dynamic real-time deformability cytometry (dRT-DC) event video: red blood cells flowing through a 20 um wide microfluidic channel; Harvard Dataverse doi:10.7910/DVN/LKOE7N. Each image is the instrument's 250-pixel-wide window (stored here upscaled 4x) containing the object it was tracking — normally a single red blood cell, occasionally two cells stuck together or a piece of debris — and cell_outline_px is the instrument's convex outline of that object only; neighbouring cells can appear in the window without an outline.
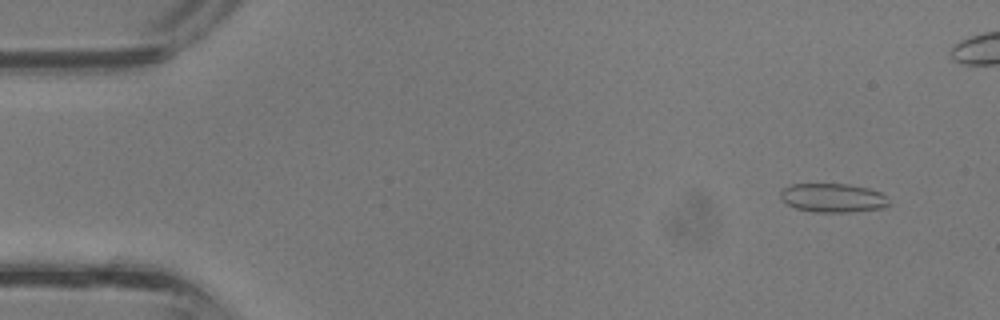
{"species": "common noctule bat (a hibernating species)", "species_latin": "Nyctalus noctula", "temperature_condition": "room temperature", "stored_images_in_passage": 38, "camera_frame_rate_fps": 3000, "um_per_image_px": 0.085, "animal": {"sex": "male", "body_mass_g": 13.3}, "frame": {"image": 1, "passage_image": 3, "time_ms": 0.667, "image_size_px": [1000, 320], "cell_outline_px": [[888, 204], [884, 208], [852, 212], [812, 212], [796, 208], [780, 200], [780, 188], [792, 184], [848, 184], [868, 188], [880, 192], [884, 196]], "centroid_in_image_um": [70.73, 16.82], "position_along_channel_um": 14.3, "area_um2": 18.32}}
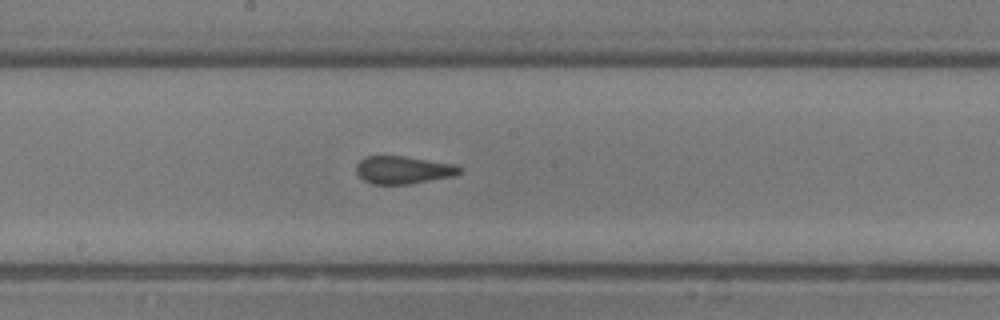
{"frame": {"image": 2, "passage_image": 20, "time_ms": 6.333, "image_size_px": [1000, 320], "cell_outline_px": [[460, 172], [456, 176], [412, 184], [372, 184], [364, 180], [356, 172], [356, 164], [364, 156], [404, 156], [456, 164], [460, 168]], "centroid_in_image_um": [34.28, 14.45], "position_along_channel_um": 213.9, "area_um2": 16.88}}
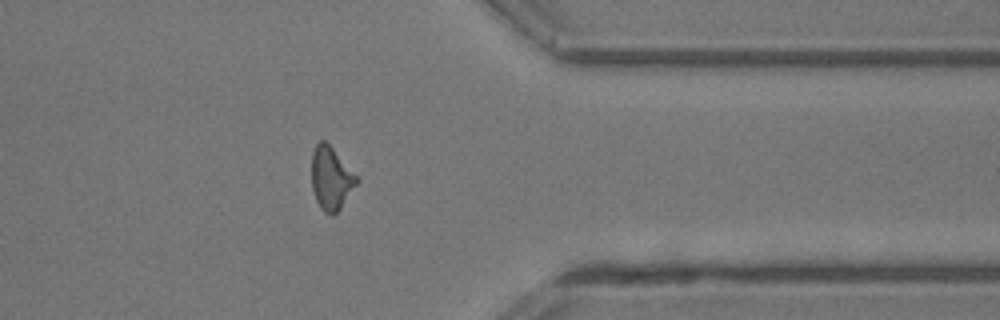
{"frame": {"image": 3, "passage_image": 30, "time_ms": 9.667, "image_size_px": [1000, 320], "cell_outline_px": [[360, 180], [340, 208], [332, 216], [324, 212], [320, 208], [316, 200], [312, 188], [312, 152], [316, 144], [320, 140], [324, 140], [332, 148]], "centroid_in_image_um": [28.12, 15.17], "position_along_channel_um": 383.3, "area_um2": 16.3}}